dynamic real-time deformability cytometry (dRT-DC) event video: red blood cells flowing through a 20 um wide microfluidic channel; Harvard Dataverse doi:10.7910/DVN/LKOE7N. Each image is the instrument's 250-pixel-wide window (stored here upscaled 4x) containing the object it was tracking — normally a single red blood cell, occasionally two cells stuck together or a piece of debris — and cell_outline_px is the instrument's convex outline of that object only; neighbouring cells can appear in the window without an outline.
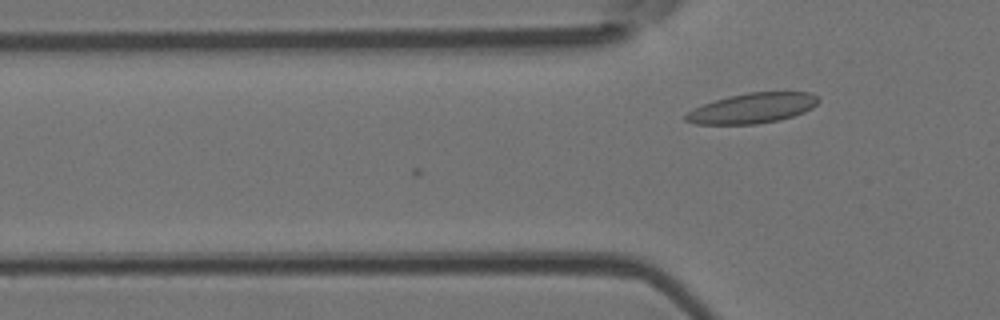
{"species": "Egyptian fruit bat (a non-hibernating species)", "species_latin": "Rousettus aegyptiacus", "temperature_condition": "room temperature", "stored_images_in_passage": 2, "camera_frame_rate_fps": 3000, "um_per_image_px": 0.085, "animal": {"sex": "female"}, "frame": {"image": 1, "passage_image": 2, "time_ms": 0.333, "image_size_px": [1000, 320], "cell_outline_px": [[820, 100], [812, 108], [804, 112], [780, 120], [756, 124], [696, 124], [684, 120], [684, 116], [688, 112], [704, 104], [728, 96], [748, 92], [812, 92]], "centroid_in_image_um": [63.98, 9.19], "position_along_channel_um": 61.8, "area_um2": 23.18}}